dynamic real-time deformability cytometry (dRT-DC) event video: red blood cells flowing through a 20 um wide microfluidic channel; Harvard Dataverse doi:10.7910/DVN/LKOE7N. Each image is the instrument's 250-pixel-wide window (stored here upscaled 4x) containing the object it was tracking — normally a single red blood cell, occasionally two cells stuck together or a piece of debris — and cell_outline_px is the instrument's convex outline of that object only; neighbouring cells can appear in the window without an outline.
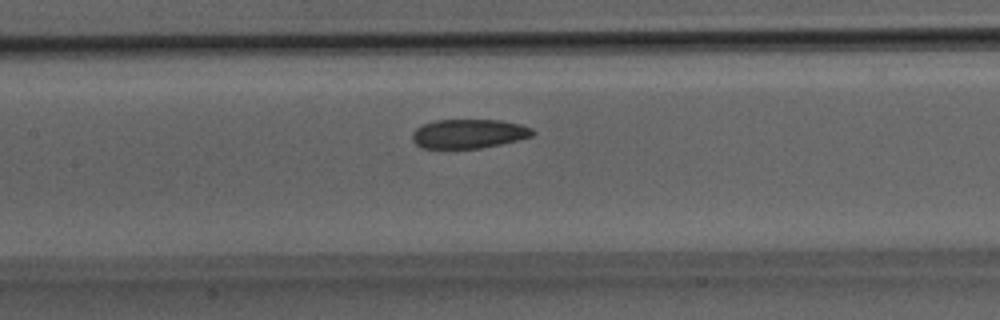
{"species": "Egyptian fruit bat (a non-hibernating species)", "species_latin": "Rousettus aegyptiacus", "temperature_condition": "room temperature", "stored_images_in_passage": 20, "camera_frame_rate_fps": 3000, "um_per_image_px": 0.085, "animal": {"sex": "male"}, "frame": {"image": 1, "passage_image": 6, "time_ms": 1.667, "image_size_px": [1000, 320], "cell_outline_px": [[536, 132], [532, 136], [500, 144], [480, 148], [420, 148], [412, 140], [412, 132], [420, 124], [436, 120], [504, 120], [520, 124], [532, 128]], "centroid_in_image_um": [39.82, 11.36], "position_along_channel_um": 167.6, "area_um2": 20.58}}
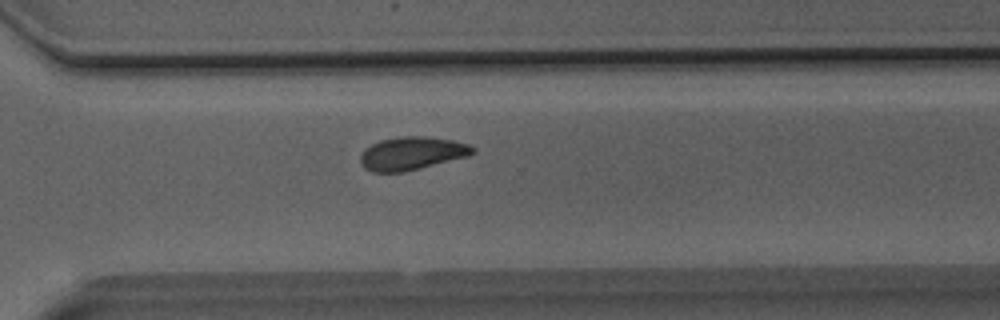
{"frame": {"image": 2, "passage_image": 14, "time_ms": 4.333, "image_size_px": [1000, 320], "cell_outline_px": [[476, 152], [468, 156], [404, 172], [372, 172], [364, 168], [360, 160], [360, 156], [364, 148], [380, 140], [404, 136], [424, 136], [452, 140], [468, 144], [476, 148]], "centroid_in_image_um": [35.0, 13.04], "position_along_channel_um": 335.6, "area_um2": 21.68}}